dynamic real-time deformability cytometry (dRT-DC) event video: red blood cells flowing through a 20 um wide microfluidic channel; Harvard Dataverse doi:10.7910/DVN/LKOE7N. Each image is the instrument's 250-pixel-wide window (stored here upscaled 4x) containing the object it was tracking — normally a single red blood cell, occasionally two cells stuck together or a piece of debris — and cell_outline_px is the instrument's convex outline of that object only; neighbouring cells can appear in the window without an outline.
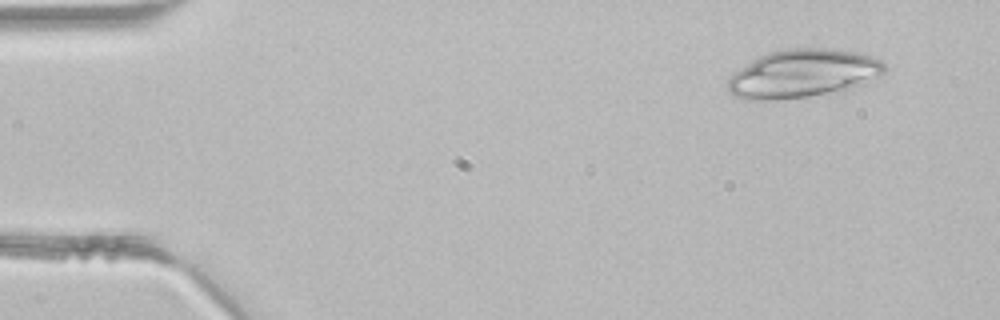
{"species": "common noctule bat (a hibernating species)", "species_latin": "Nyctalus noctula", "temperature_condition": "room temperature", "stored_images_in_passage": 3, "camera_frame_rate_fps": 3000, "um_per_image_px": 0.085, "animal": {"sex": "male", "body_mass_g": 21.5, "forearm_length_mm": 52.0}, "frame": {"image": 1, "passage_image": 1, "time_ms": 0.0, "image_size_px": [1000, 320], "cell_outline_px": [[884, 72], [864, 84], [840, 92], [776, 100], [744, 100], [728, 92], [728, 76], [740, 68], [760, 56], [768, 52], [788, 48], [828, 48], [856, 52], [872, 56], [884, 60]], "centroid_in_image_um": [68.25, 6.26], "position_along_channel_um": 16.8, "area_um2": 44.33}}